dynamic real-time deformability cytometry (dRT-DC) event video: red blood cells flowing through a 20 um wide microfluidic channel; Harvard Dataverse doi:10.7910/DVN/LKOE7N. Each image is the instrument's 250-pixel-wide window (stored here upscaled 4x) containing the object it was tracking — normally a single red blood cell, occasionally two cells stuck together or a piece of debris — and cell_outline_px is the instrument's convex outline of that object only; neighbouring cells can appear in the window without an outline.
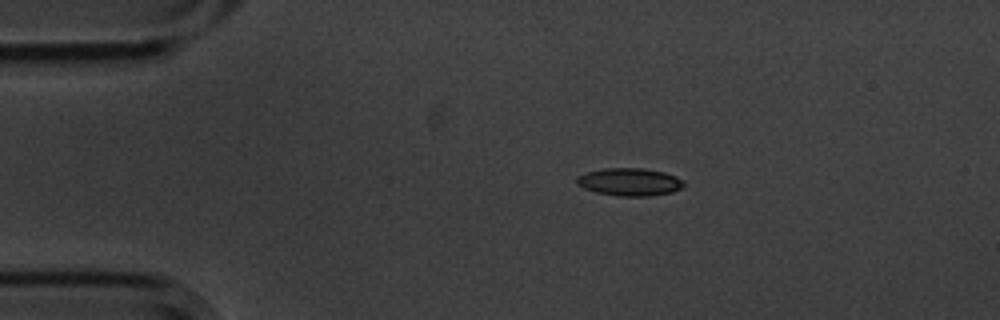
{"species": "common noctule bat (a hibernating species)", "species_latin": "Nyctalus noctula", "temperature_condition": "cold", "stored_images_in_passage": 8, "camera_frame_rate_fps": 3000, "um_per_image_px": 0.085, "animal": {"sex": "male", "body_mass_g": 20.1, "forearm_length_mm": 53.5}, "frame": {"image": 1, "passage_image": 2, "time_ms": 0.333, "image_size_px": [1000, 320], "cell_outline_px": [[684, 184], [680, 188], [672, 192], [648, 196], [620, 196], [596, 192], [584, 188], [576, 184], [576, 176], [588, 172], [604, 168], [640, 168], [664, 172], [676, 176], [684, 180]], "centroid_in_image_um": [53.5, 15.46], "position_along_channel_um": 31.5, "area_um2": 17.22}}
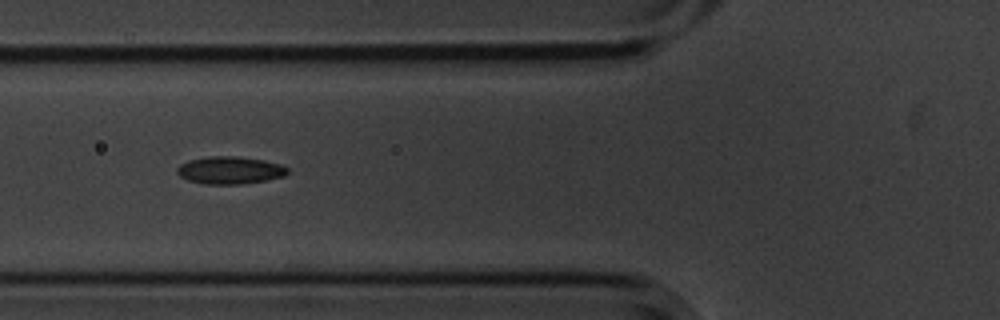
{"frame": {"image": 2, "passage_image": 5, "time_ms": 1.333, "image_size_px": [1000, 320], "cell_outline_px": [[288, 172], [284, 176], [268, 180], [240, 184], [204, 184], [188, 180], [180, 176], [176, 172], [176, 168], [180, 164], [188, 160], [208, 156], [236, 156], [264, 160], [280, 164], [288, 168]], "centroid_in_image_um": [19.53, 14.47], "position_along_channel_um": 106.3, "area_um2": 17.8}}
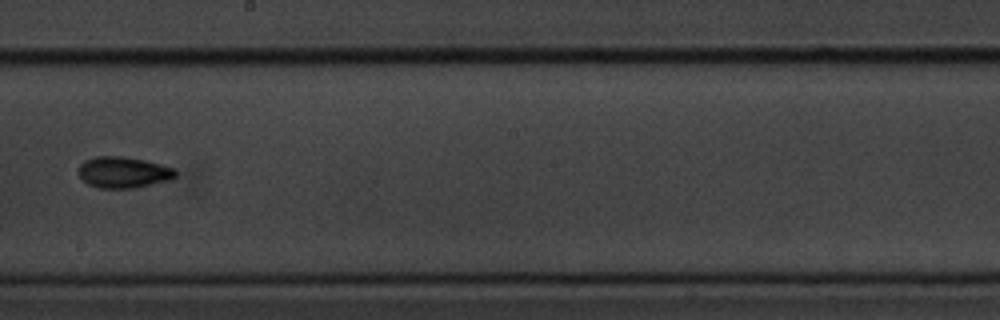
{"frame": {"image": 3, "passage_image": 8, "time_ms": 2.333, "image_size_px": [1000, 320], "cell_outline_px": [[176, 176], [172, 180], [136, 188], [100, 188], [88, 184], [76, 172], [80, 164], [84, 160], [96, 156], [124, 156], [144, 160], [176, 168]], "centroid_in_image_um": [10.5, 14.65], "position_along_channel_um": 237.7, "area_um2": 17.92}}